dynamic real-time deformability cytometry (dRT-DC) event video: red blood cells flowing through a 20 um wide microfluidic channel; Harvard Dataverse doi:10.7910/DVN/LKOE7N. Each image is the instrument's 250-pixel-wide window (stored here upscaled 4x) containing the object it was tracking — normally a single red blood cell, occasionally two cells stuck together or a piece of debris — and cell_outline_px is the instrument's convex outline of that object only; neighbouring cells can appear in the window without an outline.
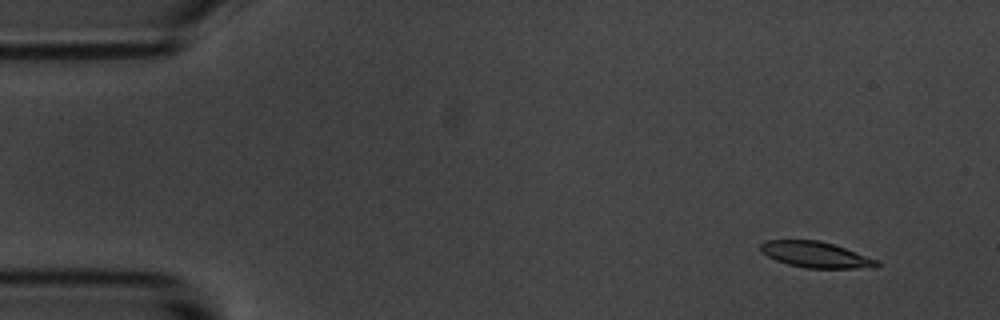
{"species": "common noctule bat (a hibernating species)", "species_latin": "Nyctalus noctula", "temperature_condition": "room temperature", "stored_images_in_passage": 5, "segment_of_instrument_passage": [1, 2], "camera_frame_rate_fps": 3000, "um_per_image_px": 0.085, "animal": {"sex": "male", "body_mass_g": 20.1, "forearm_length_mm": 53.5}, "frame": {"image": 1, "passage_image": 2, "time_ms": 1.0, "image_size_px": [1000, 320], "cell_outline_px": [[880, 264], [876, 268], [808, 268], [788, 264], [776, 260], [760, 252], [760, 244], [764, 240], [820, 240], [880, 260]], "centroid_in_image_um": [69.35, 21.65], "position_along_channel_um": 15.7, "area_um2": 17.63}}
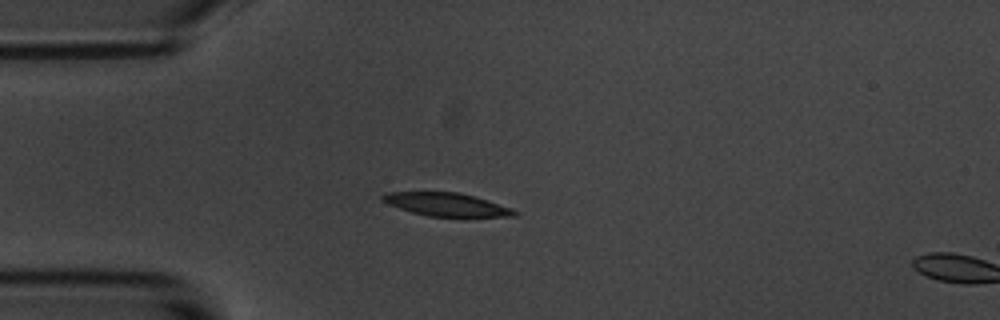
{"frame": {"image": 2, "passage_image": 4, "time_ms": 4.333, "image_size_px": [1000, 320], "cell_outline_px": [[520, 212], [516, 216], [464, 220], [428, 216], [412, 212], [388, 204], [380, 200], [380, 196], [384, 192], [456, 192], [476, 196], [512, 208]], "centroid_in_image_um": [38.07, 17.44], "position_along_channel_um": 46.9, "area_um2": 19.07}}